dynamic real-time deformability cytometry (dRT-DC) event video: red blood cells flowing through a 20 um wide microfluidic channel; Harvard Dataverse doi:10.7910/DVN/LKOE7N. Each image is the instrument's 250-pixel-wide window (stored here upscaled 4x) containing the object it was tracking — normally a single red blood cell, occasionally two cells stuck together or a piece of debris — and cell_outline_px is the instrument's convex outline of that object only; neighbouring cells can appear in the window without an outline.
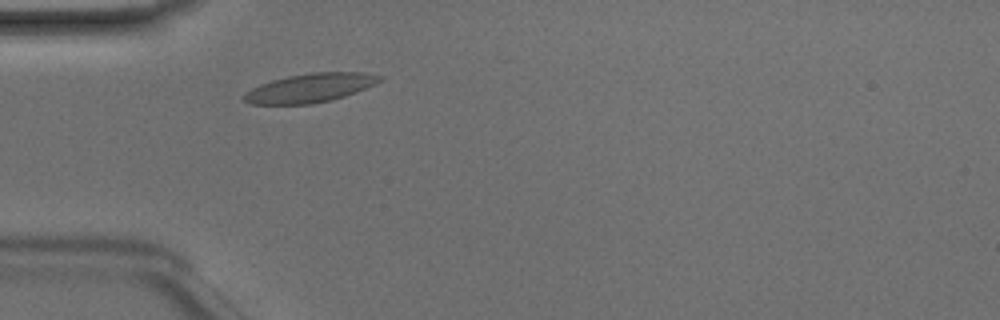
{"species": "Egyptian fruit bat (a non-hibernating species)", "species_latin": "Rousettus aegyptiacus", "temperature_condition": "room temperature", "stored_images_in_passage": 10, "camera_frame_rate_fps": 3000, "um_per_image_px": 0.085, "animal": {"sex": "male"}, "frame": {"image": 1, "passage_image": 6, "time_ms": 1.667, "image_size_px": [1000, 320], "cell_outline_px": [[384, 80], [376, 84], [356, 92], [332, 100], [312, 104], [252, 104], [244, 100], [240, 96], [252, 88], [260, 84], [272, 80], [288, 76], [312, 72], [360, 72], [384, 76]], "centroid_in_image_um": [26.38, 7.47], "position_along_channel_um": 58.6, "area_um2": 22.95}}